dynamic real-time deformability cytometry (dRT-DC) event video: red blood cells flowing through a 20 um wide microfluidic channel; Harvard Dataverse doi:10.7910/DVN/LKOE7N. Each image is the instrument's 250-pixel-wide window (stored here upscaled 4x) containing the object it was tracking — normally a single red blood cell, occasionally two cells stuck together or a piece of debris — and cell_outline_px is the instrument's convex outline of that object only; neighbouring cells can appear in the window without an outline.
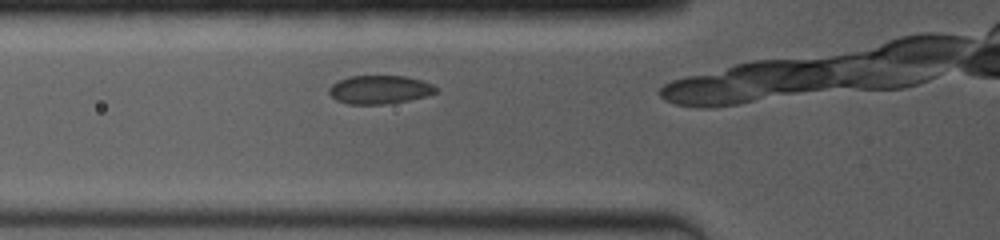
{"species": "common noctule bat (a hibernating species)", "species_latin": "Nyctalus noctula", "temperature_condition": "room temperature", "stored_images_in_passage": 20, "camera_frame_rate_fps": 4000, "um_per_image_px": 0.085, "animal": {"sex": "female", "body_mass_g": 19.0, "forearm_length_mm": 53.3}, "frame": {"image": 1, "passage_image": 4, "time_ms": 1.0, "image_size_px": [1000, 240], "cell_outline_px": [[436, 92], [424, 96], [408, 100], [384, 104], [348, 104], [336, 100], [328, 92], [328, 88], [332, 84], [348, 76], [404, 76], [420, 80], [432, 84], [436, 88]], "centroid_in_image_um": [32.22, 7.61], "position_along_channel_um": 93.6, "area_um2": 17.51}}
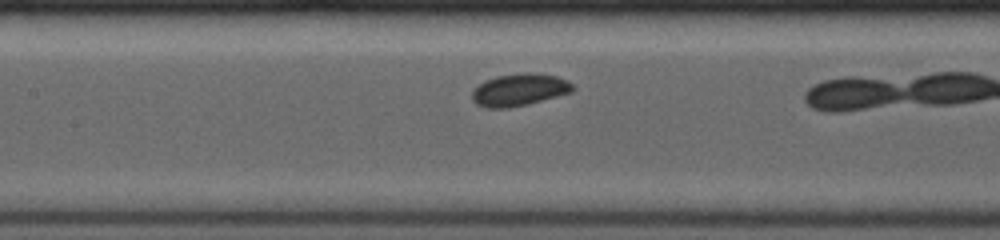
{"frame": {"image": 2, "passage_image": 9, "time_ms": 2.75, "image_size_px": [1000, 240], "cell_outline_px": [[576, 88], [572, 92], [528, 104], [508, 108], [488, 108], [476, 104], [472, 100], [472, 92], [484, 80], [496, 76], [528, 72], [536, 72], [556, 76], [568, 80]], "centroid_in_image_um": [44.17, 7.63], "position_along_channel_um": 163.2, "area_um2": 19.02}}